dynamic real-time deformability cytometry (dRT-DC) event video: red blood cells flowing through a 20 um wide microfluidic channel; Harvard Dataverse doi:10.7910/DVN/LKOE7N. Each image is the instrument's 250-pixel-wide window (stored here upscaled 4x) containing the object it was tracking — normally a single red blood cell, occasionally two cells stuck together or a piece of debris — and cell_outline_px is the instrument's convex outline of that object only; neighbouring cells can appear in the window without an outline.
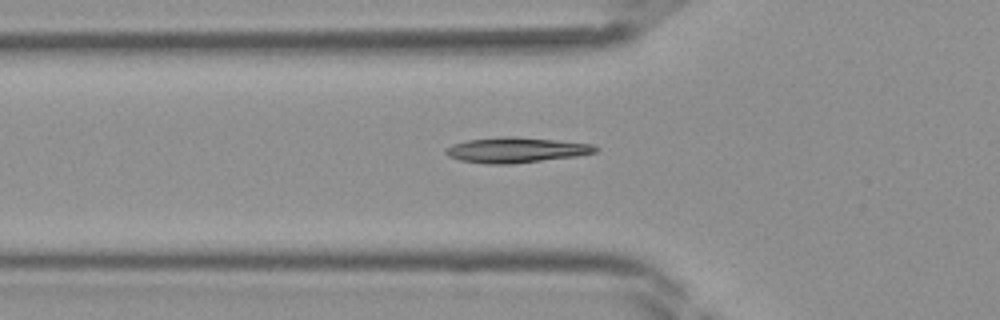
{"species": "Egyptian fruit bat (a non-hibernating species)", "species_latin": "Rousettus aegyptiacus", "temperature_condition": "room temperature", "stored_images_in_passage": 32, "segment_of_instrument_passage": [1, 2], "camera_frame_rate_fps": 3000, "um_per_image_px": 0.085, "frame": {"image": 1, "passage_image": 4, "time_ms": 1.0, "image_size_px": [1000, 320], "cell_outline_px": [[600, 148], [596, 152], [576, 156], [512, 164], [488, 164], [460, 160], [448, 156], [444, 152], [452, 144], [468, 140], [508, 136], [512, 136], [556, 140], [592, 144]], "centroid_in_image_um": [43.88, 12.75], "position_along_channel_um": 81.9, "area_um2": 21.91}}
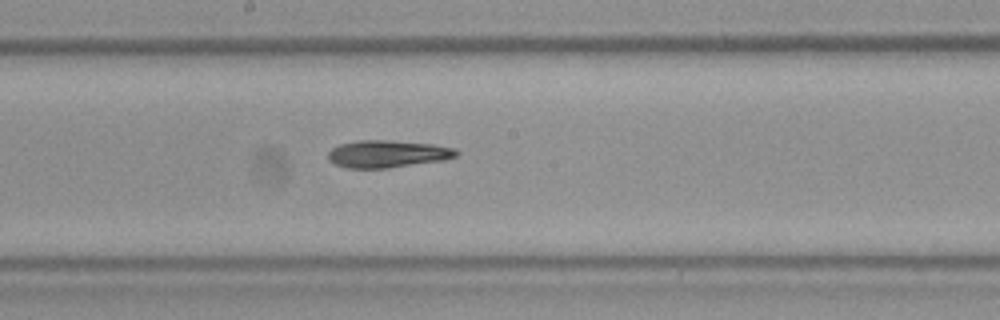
{"frame": {"image": 2, "passage_image": 12, "time_ms": 3.667, "image_size_px": [1000, 320], "cell_outline_px": [[460, 152], [456, 156], [444, 160], [388, 168], [344, 168], [328, 160], [328, 152], [332, 148], [340, 144], [356, 140], [388, 140], [432, 144], [456, 148]], "centroid_in_image_um": [32.93, 13.08], "position_along_channel_um": 215.3, "area_um2": 20.52}}
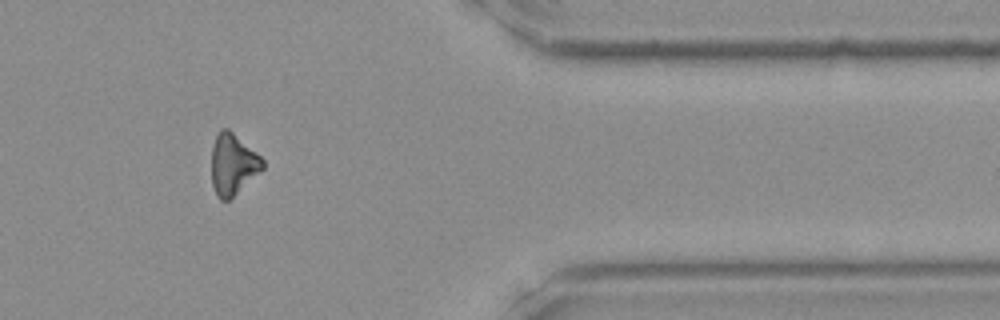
{"frame": {"image": 3, "passage_image": 24, "time_ms": 7.667, "image_size_px": [1000, 320], "cell_outline_px": [[264, 168], [260, 172], [228, 200], [220, 200], [216, 196], [212, 184], [212, 144], [220, 128], [228, 128], [256, 152], [264, 160]], "centroid_in_image_um": [19.78, 13.95], "position_along_channel_um": 391.6, "area_um2": 18.09}}